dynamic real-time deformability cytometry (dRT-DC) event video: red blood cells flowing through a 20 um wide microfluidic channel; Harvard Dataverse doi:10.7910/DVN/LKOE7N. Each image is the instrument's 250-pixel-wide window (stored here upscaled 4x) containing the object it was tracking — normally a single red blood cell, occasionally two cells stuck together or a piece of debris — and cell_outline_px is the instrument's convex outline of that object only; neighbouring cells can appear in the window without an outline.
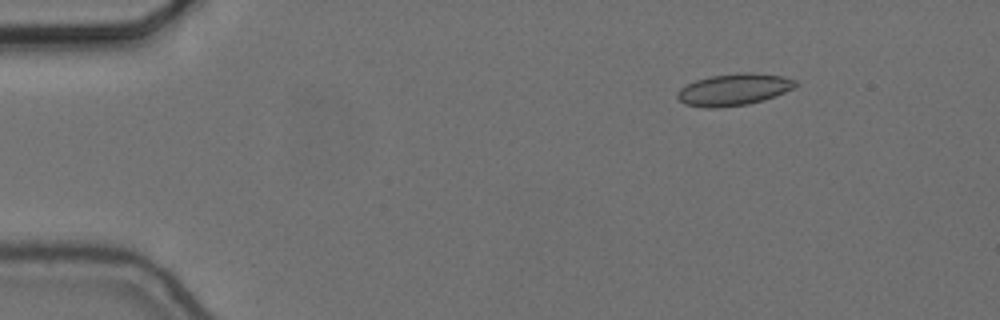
{"species": "common noctule bat (a hibernating species)", "species_latin": "Nyctalus noctula", "temperature_condition": "cold", "stored_images_in_passage": 49, "camera_frame_rate_fps": 3000, "um_per_image_px": 0.085, "animal": {"sex": "female", "body_mass_g": 24.6, "forearm_length_mm": 56.2}, "frame": {"image": 1, "passage_image": 1, "time_ms": 0.0, "image_size_px": [1000, 320], "cell_outline_px": [[796, 84], [792, 88], [784, 92], [764, 100], [748, 104], [720, 108], [704, 108], [684, 104], [676, 96], [676, 92], [680, 88], [696, 80], [712, 76], [740, 72], [752, 72], [784, 76], [796, 80]], "centroid_in_image_um": [62.35, 7.62], "position_along_channel_um": 22.6, "area_um2": 21.96}}
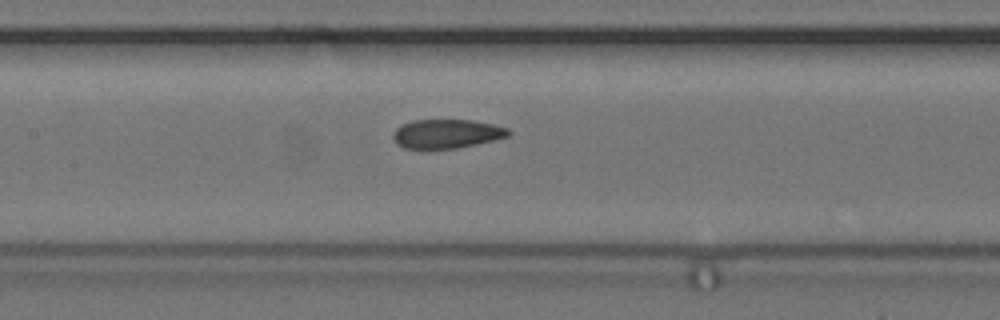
{"frame": {"image": 2, "passage_image": 20, "time_ms": 6.333, "image_size_px": [1000, 320], "cell_outline_px": [[512, 132], [508, 136], [476, 144], [456, 148], [404, 148], [396, 144], [392, 136], [396, 128], [400, 124], [412, 120], [472, 120], [492, 124], [508, 128]], "centroid_in_image_um": [37.94, 11.36], "position_along_channel_um": 169.5, "area_um2": 19.42}}
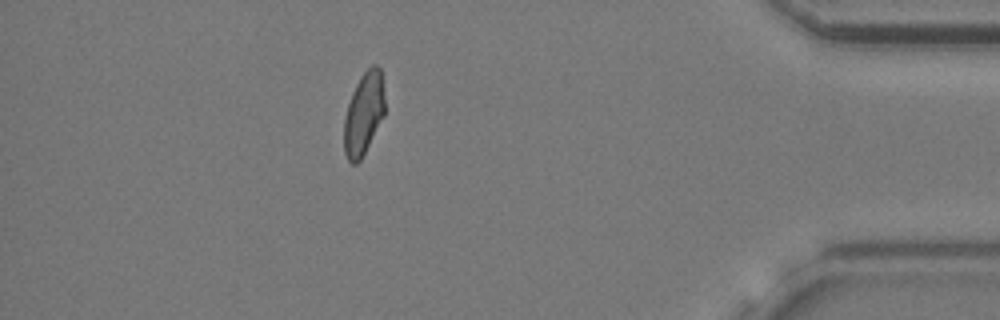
{"frame": {"image": 3, "passage_image": 43, "time_ms": 14.0, "image_size_px": [1000, 320], "cell_outline_px": [[384, 116], [360, 160], [356, 164], [352, 164], [348, 160], [344, 152], [344, 120], [348, 104], [352, 92], [360, 76], [372, 64], [376, 64], [380, 68], [384, 96]], "centroid_in_image_um": [30.91, 9.65], "position_along_channel_um": 404.3, "area_um2": 19.42}, "authors_computed_cell_mechanics": {"area_um2": 20.519, "velocity_mm_per_s": 3.6483, "shape_relaxation_time_tau1_ms": null, "shape_relaxation_time_tau2_ms": 2.2147, "deformation_change_tau1": null, "deformation_change_tau2": 0.0768}}